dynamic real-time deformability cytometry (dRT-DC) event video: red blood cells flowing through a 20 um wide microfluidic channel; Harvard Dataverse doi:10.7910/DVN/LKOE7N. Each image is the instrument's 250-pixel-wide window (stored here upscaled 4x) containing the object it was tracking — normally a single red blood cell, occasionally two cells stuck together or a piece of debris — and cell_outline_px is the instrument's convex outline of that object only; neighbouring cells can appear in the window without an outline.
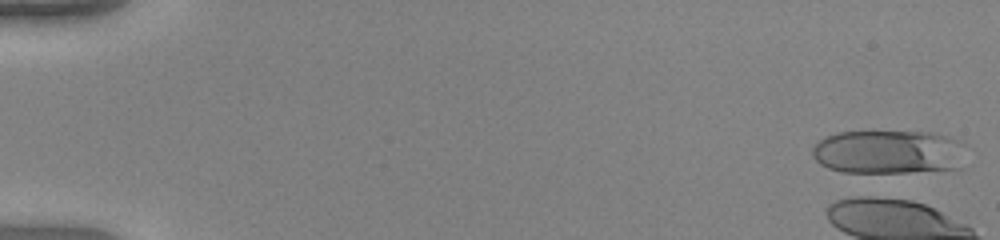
{"species": "human", "species_latin": "Homo sapiens", "temperature_condition": "warm", "stored_images_in_passage": 4, "camera_frame_rate_fps": 3000, "um_per_image_px": 0.085, "donor": {"sex": "female"}, "frame": {"image": 1, "passage_image": 1, "time_ms": 0.0, "image_size_px": [1000, 240], "cell_outline_px": [[964, 144], [960, 168], [908, 172], [840, 172], [828, 168], [820, 164], [812, 156], [812, 148], [824, 136], [836, 132], [936, 132], [960, 140]], "centroid_in_image_um": [75.51, 12.91], "position_along_channel_um": 9.5, "area_um2": 39.48}}